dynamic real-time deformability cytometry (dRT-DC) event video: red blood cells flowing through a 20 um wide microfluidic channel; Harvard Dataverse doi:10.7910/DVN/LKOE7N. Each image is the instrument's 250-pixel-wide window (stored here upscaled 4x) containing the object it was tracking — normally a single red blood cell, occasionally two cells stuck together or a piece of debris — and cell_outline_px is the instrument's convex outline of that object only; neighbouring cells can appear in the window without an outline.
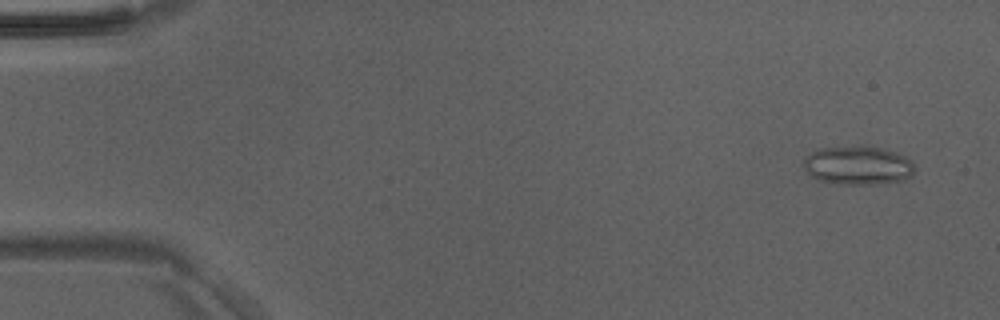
{"species": "Egyptian fruit bat (a non-hibernating species)", "species_latin": "Rousettus aegyptiacus", "temperature_condition": "room temperature", "stored_images_in_passage": 49, "segment_of_instrument_passage": [1, 2], "camera_frame_rate_fps": 3000, "um_per_image_px": 0.085, "animal": {"sex": "male"}, "frame": {"image": 1, "passage_image": 3, "time_ms": 0.667, "image_size_px": [1000, 320], "cell_outline_px": [[916, 168], [912, 176], [904, 180], [876, 184], [840, 184], [820, 180], [812, 176], [804, 168], [804, 160], [816, 148], [860, 144], [864, 144], [896, 152], [912, 160]], "centroid_in_image_um": [72.96, 14.03], "position_along_channel_um": 12.0, "area_um2": 25.55}}
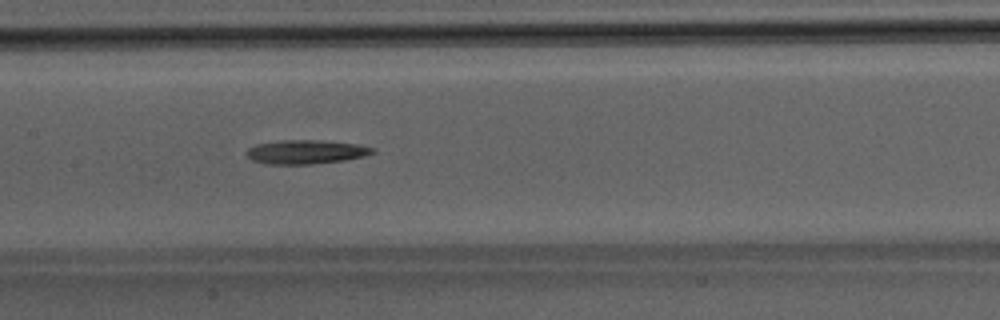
{"frame": {"image": 2, "passage_image": 24, "time_ms": 7.667, "image_size_px": [1000, 320], "cell_outline_px": [[376, 152], [364, 156], [344, 160], [312, 164], [264, 164], [252, 160], [244, 152], [248, 148], [256, 144], [284, 140], [316, 140], [360, 144], [376, 148]], "centroid_in_image_um": [26.01, 12.91], "position_along_channel_um": 181.4, "area_um2": 17.69}}
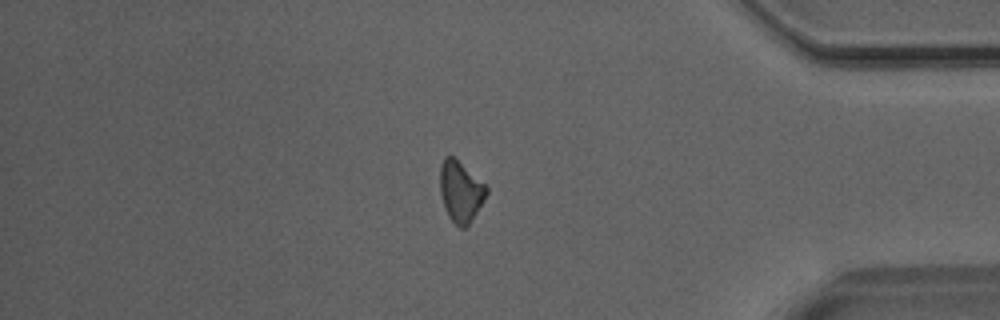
{"frame": {"image": 3, "passage_image": 41, "time_ms": 13.333, "image_size_px": [1000, 320], "cell_outline_px": [[488, 192], [484, 200], [468, 224], [464, 228], [460, 228], [448, 216], [444, 208], [440, 192], [440, 168], [444, 156], [452, 156], [484, 184], [488, 188]], "centroid_in_image_um": [39.13, 16.29], "position_along_channel_um": 396.1, "area_um2": 16.07}}